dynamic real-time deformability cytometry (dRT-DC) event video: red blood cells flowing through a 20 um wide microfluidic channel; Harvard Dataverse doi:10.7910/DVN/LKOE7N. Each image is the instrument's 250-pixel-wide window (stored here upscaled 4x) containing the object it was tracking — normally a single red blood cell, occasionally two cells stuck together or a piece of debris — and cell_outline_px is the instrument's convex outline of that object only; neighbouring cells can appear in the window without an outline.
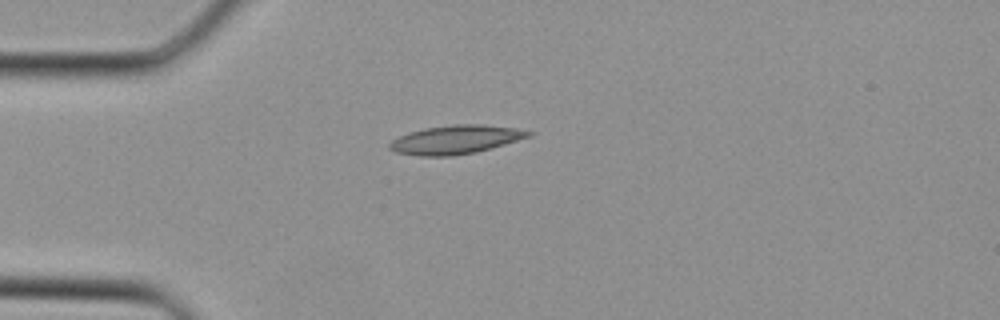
{"species": "Egyptian fruit bat (a non-hibernating species)", "species_latin": "Rousettus aegyptiacus", "temperature_condition": "cold", "stored_images_in_passage": 28, "camera_frame_rate_fps": 3000, "um_per_image_px": 0.085, "animal": {"sex": "female"}, "frame": {"image": 1, "passage_image": 1, "time_ms": 0.0, "image_size_px": [1000, 320], "cell_outline_px": [[536, 132], [532, 136], [492, 148], [476, 152], [452, 156], [420, 156], [396, 152], [388, 148], [388, 144], [392, 140], [400, 136], [424, 128], [452, 124], [480, 124], [516, 128]], "centroid_in_image_um": [38.77, 11.86], "position_along_channel_um": 46.2, "area_um2": 23.29}}
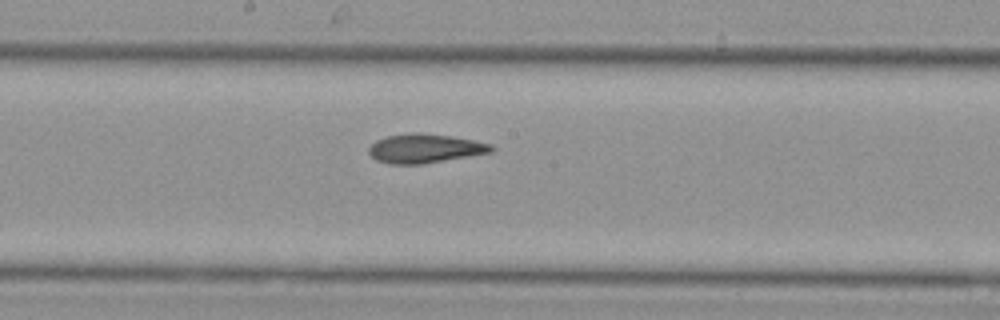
{"frame": {"image": 2, "passage_image": 11, "time_ms": 3.333, "image_size_px": [1000, 320], "cell_outline_px": [[496, 148], [492, 152], [424, 164], [388, 164], [376, 160], [368, 152], [368, 148], [376, 140], [388, 136], [412, 132], [420, 132], [448, 136], [472, 140], [492, 144]], "centroid_in_image_um": [36.11, 12.62], "position_along_channel_um": 212.1, "area_um2": 20.75}}
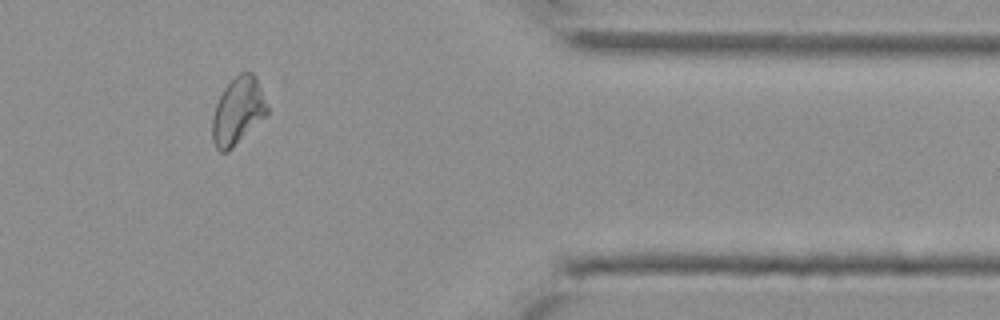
{"frame": {"image": 3, "passage_image": 22, "time_ms": 7.0, "image_size_px": [1000, 320], "cell_outline_px": [[268, 116], [228, 152], [220, 152], [216, 148], [212, 140], [212, 116], [216, 104], [224, 88], [240, 72], [252, 72], [256, 76], [268, 108]], "centroid_in_image_um": [20.23, 9.47], "position_along_channel_um": 391.2, "area_um2": 21.68}}